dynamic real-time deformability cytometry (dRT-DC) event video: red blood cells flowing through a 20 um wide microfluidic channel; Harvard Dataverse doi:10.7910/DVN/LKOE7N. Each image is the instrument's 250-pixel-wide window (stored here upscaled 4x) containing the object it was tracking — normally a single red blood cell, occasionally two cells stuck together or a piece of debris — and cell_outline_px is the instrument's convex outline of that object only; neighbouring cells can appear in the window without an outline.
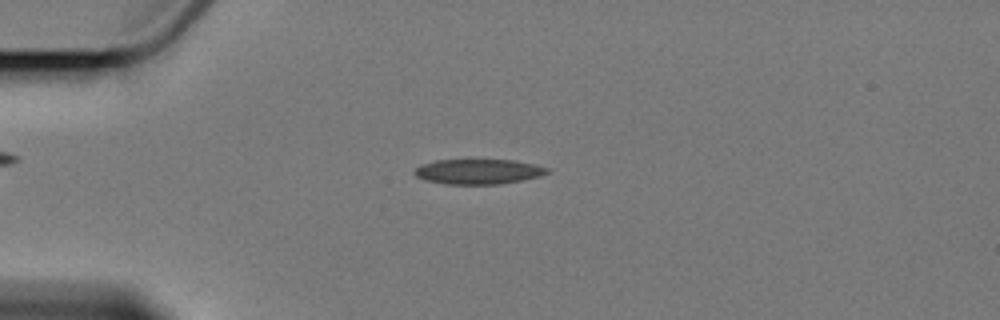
{"species": "Egyptian fruit bat (a non-hibernating species)", "species_latin": "Rousettus aegyptiacus", "temperature_condition": "cold", "stored_images_in_passage": 6, "camera_frame_rate_fps": 3000, "um_per_image_px": 0.085, "animal": {"sex": "female"}, "frame": {"image": 1, "passage_image": 3, "time_ms": 3.333, "image_size_px": [1000, 320], "cell_outline_px": [[548, 172], [540, 176], [500, 184], [444, 184], [424, 180], [416, 176], [412, 172], [420, 164], [436, 160], [512, 160], [532, 164], [548, 168]], "centroid_in_image_um": [40.58, 14.59], "position_along_channel_um": 44.4, "area_um2": 19.25}}
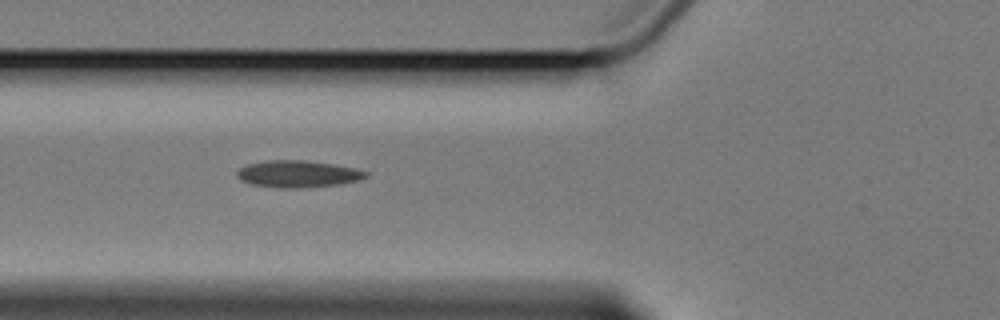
{"frame": {"image": 2, "passage_image": 5, "time_ms": 5.667, "image_size_px": [1000, 320], "cell_outline_px": [[368, 176], [360, 180], [340, 184], [300, 188], [276, 188], [252, 184], [240, 180], [236, 176], [236, 172], [240, 168], [248, 164], [268, 160], [304, 160], [332, 164], [356, 168], [368, 172]], "centroid_in_image_um": [25.32, 14.79], "position_along_channel_um": 100.5, "area_um2": 20.29}}
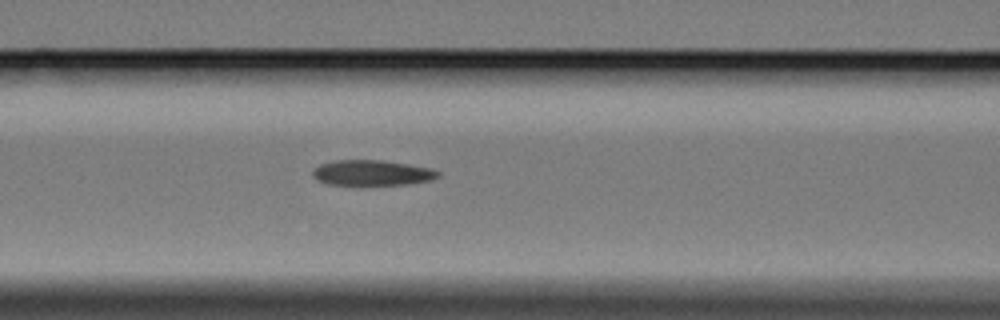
{"frame": {"image": 3, "passage_image": 6, "time_ms": 6.667, "image_size_px": [1000, 320], "cell_outline_px": [[440, 176], [432, 180], [408, 184], [328, 184], [316, 180], [312, 176], [312, 172], [320, 164], [336, 160], [380, 160], [408, 164], [432, 168], [440, 172]], "centroid_in_image_um": [31.64, 14.68], "position_along_channel_um": 135.0, "area_um2": 18.44}}